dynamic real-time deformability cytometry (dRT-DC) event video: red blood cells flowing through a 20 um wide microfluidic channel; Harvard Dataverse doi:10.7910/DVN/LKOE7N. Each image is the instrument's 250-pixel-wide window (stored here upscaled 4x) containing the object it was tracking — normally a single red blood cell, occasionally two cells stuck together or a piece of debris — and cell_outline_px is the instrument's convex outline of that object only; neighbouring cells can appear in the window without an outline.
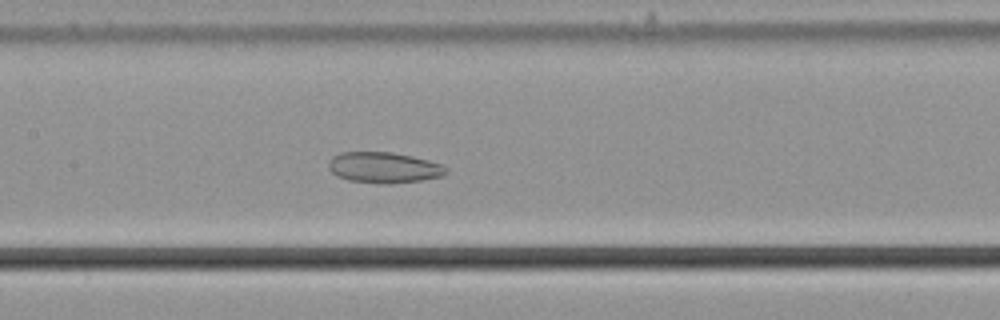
{"species": "common noctule bat (a hibernating species)", "species_latin": "Nyctalus noctula", "temperature_condition": "cold", "stored_images_in_passage": 57, "camera_frame_rate_fps": 3000, "um_per_image_px": 0.085, "animal": {"sex": "male", "body_mass_g": 21.5, "forearm_length_mm": 52.0}, "frame": {"image": 1, "passage_image": 28, "time_ms": 9.0, "image_size_px": [1000, 320], "cell_outline_px": [[448, 172], [444, 176], [424, 180], [392, 184], [380, 184], [348, 180], [336, 176], [328, 168], [328, 160], [332, 156], [340, 152], [392, 152], [412, 156], [444, 164], [448, 168]], "centroid_in_image_um": [32.65, 14.25], "position_along_channel_um": 174.7, "area_um2": 21.62}}
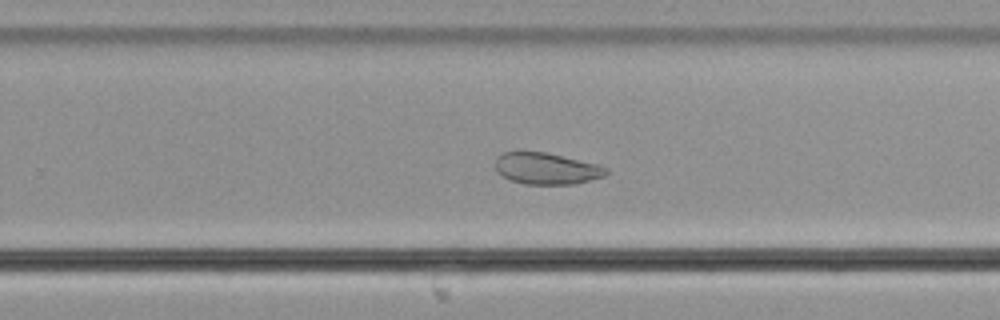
{"frame": {"image": 2, "passage_image": 37, "time_ms": 12.0, "image_size_px": [1000, 320], "cell_outline_px": [[608, 172], [604, 176], [576, 184], [524, 184], [512, 180], [496, 172], [496, 156], [504, 152], [548, 152], [596, 164], [608, 168]], "centroid_in_image_um": [46.45, 14.32], "position_along_channel_um": 283.3, "area_um2": 20.29}}
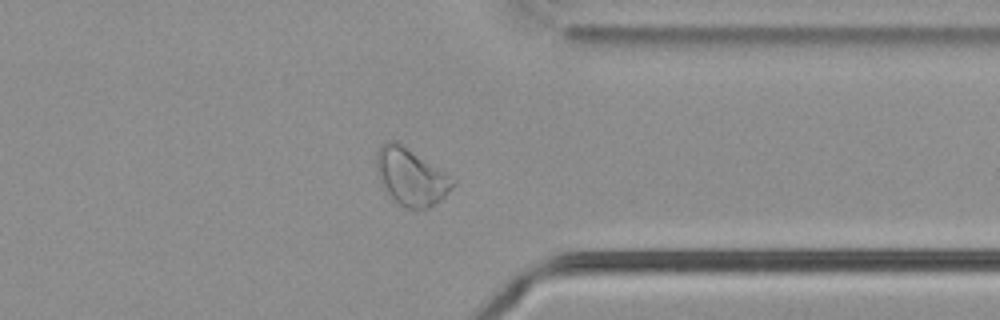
{"frame": {"image": 3, "passage_image": 45, "time_ms": 14.667, "image_size_px": [1000, 320], "cell_outline_px": [[456, 184], [444, 196], [428, 208], [404, 208], [388, 196], [380, 184], [376, 168], [376, 152], [388, 140], [396, 140], [456, 180]], "centroid_in_image_um": [34.89, 15.04], "position_along_channel_um": 376.5, "area_um2": 25.2}, "authors_computed_cell_mechanics": {"area_um2": 28.2064, "velocity_mm_per_s": 3.6295, "shape_relaxation_time_tau1_ms": null, "shape_relaxation_time_tau2_ms": 4.5493, "deformation_change_tau1": null, "deformation_change_tau2": 0.0839}}